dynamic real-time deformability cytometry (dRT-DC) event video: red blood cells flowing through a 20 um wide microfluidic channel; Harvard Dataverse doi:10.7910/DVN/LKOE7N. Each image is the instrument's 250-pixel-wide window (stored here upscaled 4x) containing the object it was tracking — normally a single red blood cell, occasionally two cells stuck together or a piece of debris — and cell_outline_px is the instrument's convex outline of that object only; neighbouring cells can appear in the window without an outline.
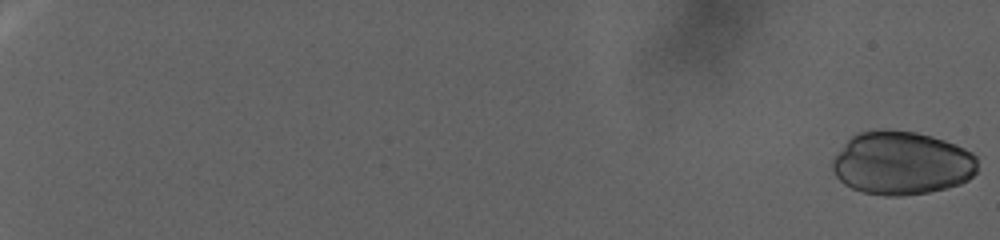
{"species": "human", "species_latin": "Homo sapiens", "temperature_condition": "warm", "stored_images_in_passage": 103, "camera_frame_rate_fps": 3000, "um_per_image_px": 0.085, "donor": {"sex": "female"}, "frame": {"image": 1, "passage_image": 1, "time_ms": 0.0, "image_size_px": [1000, 240], "cell_outline_px": [[976, 172], [968, 180], [960, 184], [928, 192], [904, 196], [884, 196], [864, 192], [852, 188], [844, 184], [836, 176], [832, 168], [832, 160], [844, 144], [856, 132], [880, 128], [888, 128], [916, 132], [932, 136], [956, 144], [972, 152], [976, 156]], "centroid_in_image_um": [76.63, 13.84], "position_along_channel_um": 8.4, "area_um2": 54.04}}
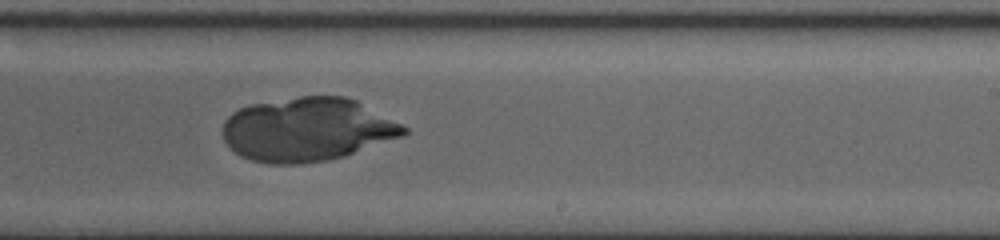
{"frame": {"image": 2, "passage_image": 72, "time_ms": 23.667, "image_size_px": [1000, 240], "cell_outline_px": [[408, 132], [404, 136], [344, 156], [328, 160], [296, 164], [268, 164], [252, 160], [240, 156], [224, 140], [224, 120], [232, 112], [240, 108], [252, 104], [300, 96], [344, 96], [356, 100], [408, 128]], "centroid_in_image_um": [26.12, 11.01], "position_along_channel_um": 262.9, "area_um2": 66.82}}
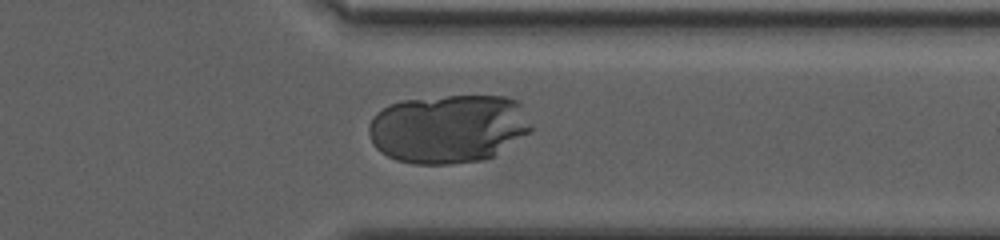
{"frame": {"image": 3, "passage_image": 87, "time_ms": 28.667, "image_size_px": [1000, 240], "cell_outline_px": [[532, 128], [528, 132], [492, 156], [484, 160], [452, 164], [412, 164], [396, 160], [380, 152], [372, 144], [368, 132], [368, 128], [376, 112], [388, 104], [404, 100], [448, 96], [508, 96], [516, 100], [520, 104]], "centroid_in_image_um": [38.05, 10.94], "position_along_channel_um": 373.3, "area_um2": 64.97}}